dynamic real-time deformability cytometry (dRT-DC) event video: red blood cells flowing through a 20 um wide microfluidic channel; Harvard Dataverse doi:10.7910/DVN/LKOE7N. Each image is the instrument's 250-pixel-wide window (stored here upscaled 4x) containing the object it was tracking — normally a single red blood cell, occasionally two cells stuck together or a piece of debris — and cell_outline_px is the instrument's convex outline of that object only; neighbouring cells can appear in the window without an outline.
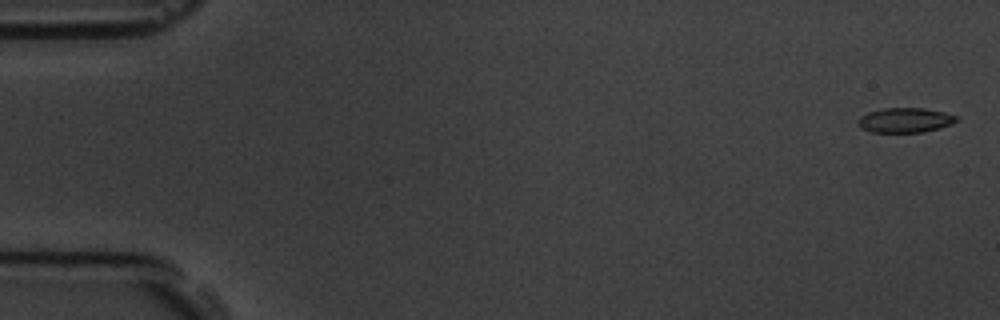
{"species": "common noctule bat (a hibernating species)", "species_latin": "Nyctalus noctula", "temperature_condition": "room temperature", "stored_images_in_passage": 57, "camera_frame_rate_fps": 3000, "um_per_image_px": 0.085, "animal": {"sex": "male", "body_mass_g": 19.5, "forearm_length_mm": 54.6}, "frame": {"image": 1, "passage_image": 2, "time_ms": 0.333, "image_size_px": [1000, 320], "cell_outline_px": [[960, 120], [952, 124], [940, 128], [924, 132], [872, 132], [860, 128], [856, 120], [860, 116], [868, 112], [884, 108], [924, 108], [944, 112], [960, 116]], "centroid_in_image_um": [76.96, 10.21], "position_along_channel_um": 8.0, "area_um2": 14.45}}
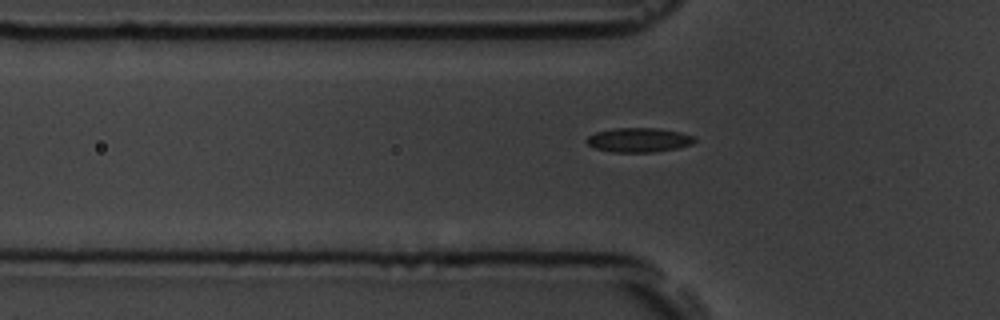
{"frame": {"image": 2, "passage_image": 19, "time_ms": 6.0, "image_size_px": [1000, 320], "cell_outline_px": [[696, 140], [692, 144], [680, 148], [656, 152], [612, 152], [592, 148], [584, 140], [588, 136], [596, 132], [612, 128], [660, 128], [680, 132], [696, 136]], "centroid_in_image_um": [54.31, 11.9], "position_along_channel_um": 71.5, "area_um2": 15.66}}
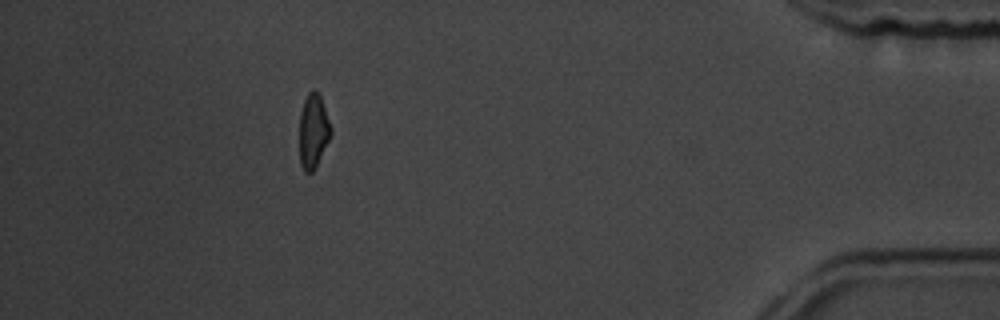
{"frame": {"image": 3, "passage_image": 51, "time_ms": 16.667, "image_size_px": [1000, 320], "cell_outline_px": [[332, 132], [312, 172], [304, 172], [300, 164], [300, 112], [304, 100], [308, 92], [312, 88], [316, 88], [320, 96], [332, 128]], "centroid_in_image_um": [26.61, 11.07], "position_along_channel_um": 408.6, "area_um2": 13.41}, "authors_computed_cell_mechanics": {"area_um2": 14.739, "velocity_mm_per_s": 3.6706, "shape_relaxation_time_tau1_ms": 6.1806, "shape_relaxation_time_tau2_ms": 5.0736, "deformation_change_tau1": 0.1381, "deformation_change_tau2": 0.0702}}